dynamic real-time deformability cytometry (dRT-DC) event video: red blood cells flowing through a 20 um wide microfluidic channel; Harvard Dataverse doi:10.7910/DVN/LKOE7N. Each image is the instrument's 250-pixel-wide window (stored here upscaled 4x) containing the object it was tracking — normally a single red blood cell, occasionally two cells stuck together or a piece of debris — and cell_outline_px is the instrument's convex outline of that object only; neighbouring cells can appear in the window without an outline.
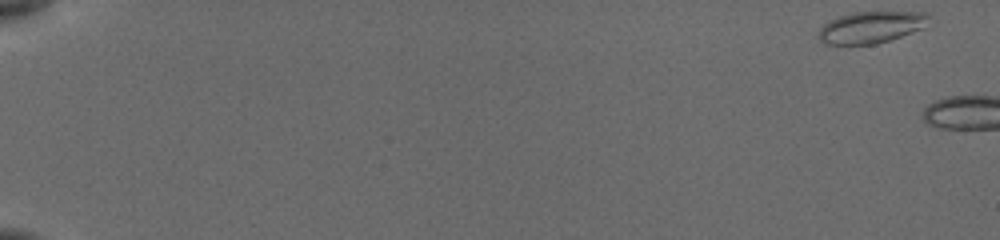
{"species": "common noctule bat (a hibernating species)", "species_latin": "Nyctalus noctula", "temperature_condition": "cold", "stored_images_in_passage": 3, "camera_frame_rate_fps": 3000, "um_per_image_px": 0.085, "animal": {"sex": "female", "body_mass_g": 19.5, "forearm_length_mm": 54.1}, "frame": {"image": 1, "passage_image": 1, "time_ms": 0.0, "image_size_px": [1000, 240], "cell_outline_px": [[928, 16], [924, 28], [876, 44], [824, 44], [816, 36], [816, 32], [828, 20], [836, 16], [852, 12], [928, 12]], "centroid_in_image_um": [73.96, 2.31], "position_along_channel_um": 11.0, "area_um2": 20.46}}